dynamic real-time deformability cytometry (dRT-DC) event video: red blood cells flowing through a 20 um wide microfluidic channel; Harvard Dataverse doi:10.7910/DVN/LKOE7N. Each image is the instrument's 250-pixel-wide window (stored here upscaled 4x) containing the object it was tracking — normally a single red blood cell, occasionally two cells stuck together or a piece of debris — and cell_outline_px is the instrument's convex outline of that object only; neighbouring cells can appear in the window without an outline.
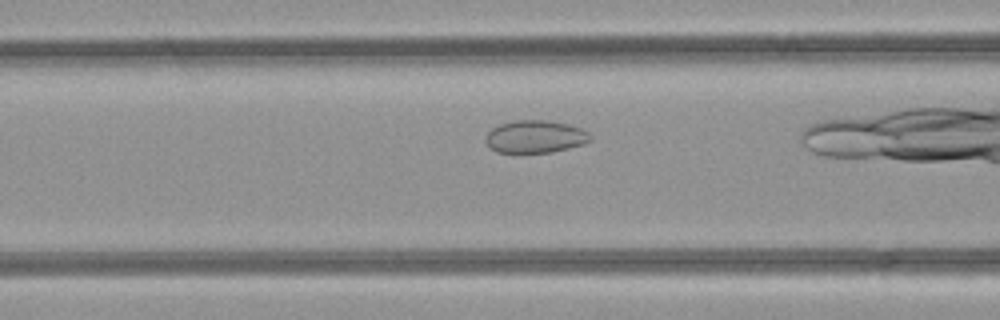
{"species": "common noctule bat (a hibernating species)", "species_latin": "Nyctalus noctula", "temperature_condition": "room temperature", "stored_images_in_passage": 29, "camera_frame_rate_fps": 3000, "um_per_image_px": 0.085, "animal": {"sex": "female", "body_mass_g": 21.9}, "frame": {"image": 1, "passage_image": 10, "time_ms": 3.0, "image_size_px": [1000, 320], "cell_outline_px": [[592, 140], [584, 144], [552, 152], [496, 152], [488, 148], [484, 140], [488, 132], [492, 128], [500, 124], [516, 120], [548, 120], [568, 124], [580, 128], [588, 132], [592, 136]], "centroid_in_image_um": [45.49, 11.61], "position_along_channel_um": 121.1, "area_um2": 20.0}}
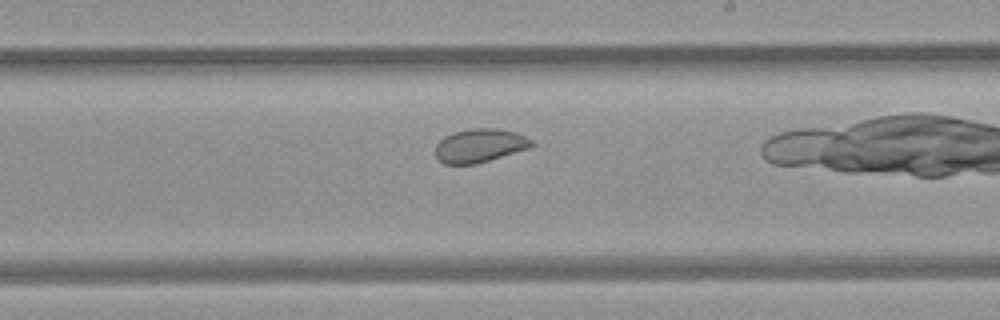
{"frame": {"image": 2, "passage_image": 19, "time_ms": 6.0, "image_size_px": [1000, 320], "cell_outline_px": [[536, 144], [528, 148], [476, 164], [444, 164], [436, 156], [436, 144], [444, 136], [456, 132], [472, 128], [496, 128], [516, 132], [532, 140]], "centroid_in_image_um": [40.78, 12.37], "position_along_channel_um": 248.2, "area_um2": 18.67}}
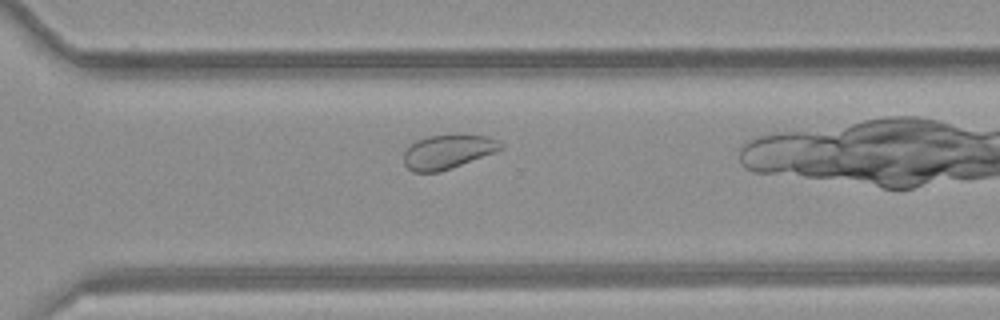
{"frame": {"image": 3, "passage_image": 25, "time_ms": 8.0, "image_size_px": [1000, 320], "cell_outline_px": [[504, 148], [496, 152], [452, 168], [440, 172], [412, 172], [404, 164], [404, 152], [416, 140], [428, 136], [488, 136], [496, 140]], "centroid_in_image_um": [38.04, 12.93], "position_along_channel_um": 332.6, "area_um2": 18.9}}